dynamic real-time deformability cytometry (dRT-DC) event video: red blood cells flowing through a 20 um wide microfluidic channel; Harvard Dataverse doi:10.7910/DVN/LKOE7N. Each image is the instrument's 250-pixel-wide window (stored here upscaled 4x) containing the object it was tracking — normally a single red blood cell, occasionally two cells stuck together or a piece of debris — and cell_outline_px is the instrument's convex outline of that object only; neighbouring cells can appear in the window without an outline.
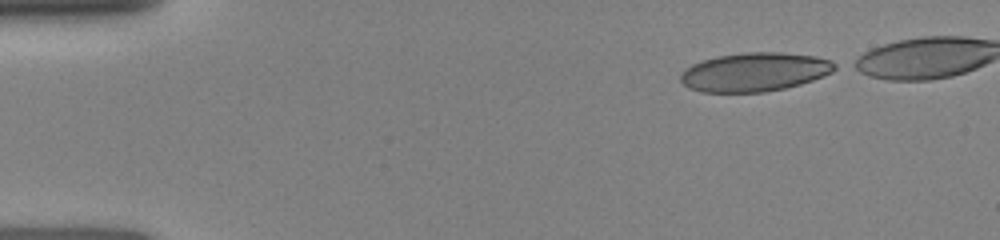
{"species": "human", "species_latin": "Homo sapiens", "temperature_condition": "room temperature", "stored_images_in_passage": 29, "camera_frame_rate_fps": 3000, "um_per_image_px": 0.085, "donor": {"sex": "female"}, "frame": {"image": 1, "passage_image": 1, "time_ms": 0.0, "image_size_px": [1000, 240], "cell_outline_px": [[840, 68], [824, 76], [800, 84], [784, 88], [764, 92], [700, 92], [688, 88], [680, 80], [680, 76], [684, 68], [692, 64], [704, 60], [720, 56], [748, 52], [780, 52], [816, 56], [832, 60], [840, 64]], "centroid_in_image_um": [64.19, 6.12], "position_along_channel_um": 20.8, "area_um2": 35.08}}
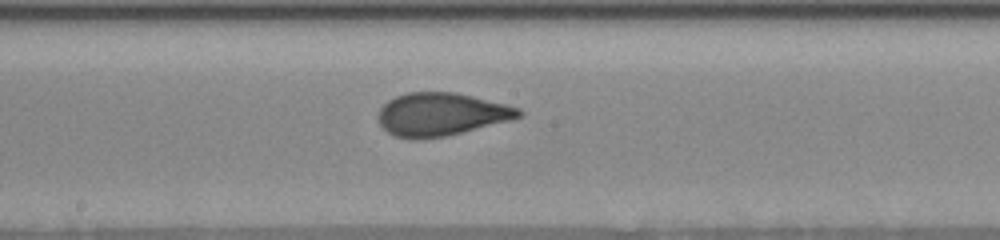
{"frame": {"image": 2, "passage_image": 17, "time_ms": 6.667, "image_size_px": [1000, 240], "cell_outline_px": [[524, 112], [520, 116], [512, 120], [444, 136], [416, 140], [412, 140], [396, 136], [388, 132], [380, 124], [376, 116], [380, 108], [388, 100], [396, 96], [408, 92], [452, 92], [472, 96], [520, 108]], "centroid_in_image_um": [37.47, 9.72], "position_along_channel_um": 210.7, "area_um2": 35.08}}
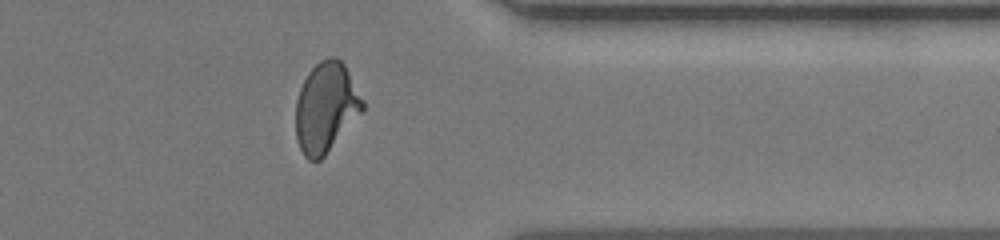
{"frame": {"image": 3, "passage_image": 25, "time_ms": 11.0, "image_size_px": [1000, 240], "cell_outline_px": [[364, 108], [324, 156], [320, 160], [308, 160], [304, 156], [296, 140], [296, 100], [300, 88], [308, 72], [320, 60], [328, 56], [336, 56], [344, 64], [364, 100]], "centroid_in_image_um": [27.68, 9.11], "position_along_channel_um": 383.7, "area_um2": 34.74}}